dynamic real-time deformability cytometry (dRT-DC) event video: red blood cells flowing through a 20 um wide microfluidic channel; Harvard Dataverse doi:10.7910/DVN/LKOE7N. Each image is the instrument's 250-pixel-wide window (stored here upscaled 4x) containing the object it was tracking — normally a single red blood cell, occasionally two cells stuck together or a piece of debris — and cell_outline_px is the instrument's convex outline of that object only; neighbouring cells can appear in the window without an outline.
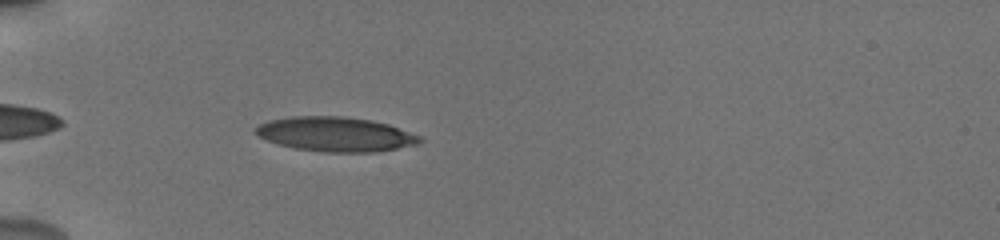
{"species": "human", "species_latin": "Homo sapiens", "temperature_condition": "cold", "stored_images_in_passage": 41, "camera_frame_rate_fps": 3000, "um_per_image_px": 0.085, "donor": {"sex": "male"}, "frame": {"image": 1, "passage_image": 4, "time_ms": 1.0, "image_size_px": [1000, 240], "cell_outline_px": [[424, 140], [420, 144], [376, 152], [324, 152], [296, 148], [280, 144], [268, 140], [260, 136], [256, 132], [256, 128], [260, 124], [268, 120], [292, 116], [344, 116], [372, 120], [388, 124], [420, 136]], "centroid_in_image_um": [28.57, 11.4], "position_along_channel_um": 56.4, "area_um2": 32.89}}
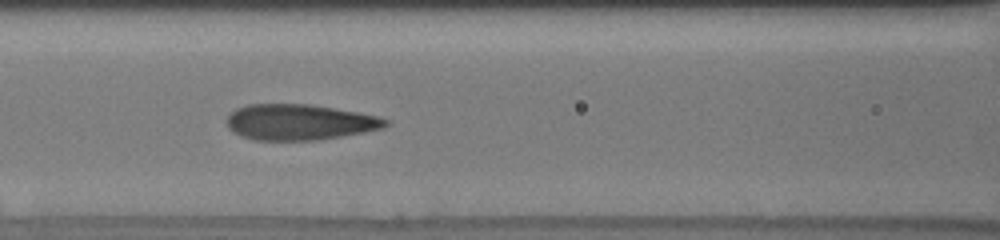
{"frame": {"image": 2, "passage_image": 12, "time_ms": 3.667, "image_size_px": [1000, 240], "cell_outline_px": [[388, 124], [384, 128], [364, 132], [316, 140], [252, 140], [240, 136], [232, 132], [228, 128], [228, 116], [236, 108], [248, 104], [312, 104], [356, 112], [376, 116], [388, 120]], "centroid_in_image_um": [25.42, 10.38], "position_along_channel_um": 141.2, "area_um2": 33.0}}
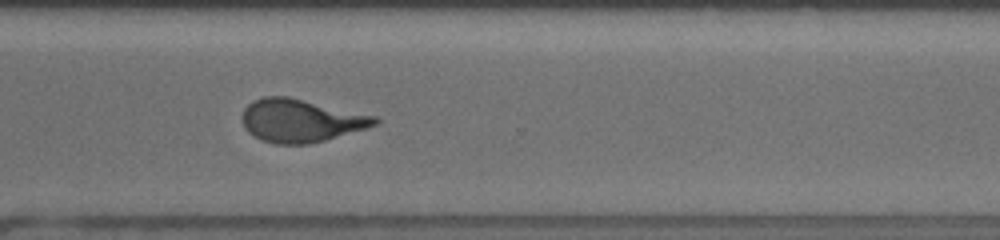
{"frame": {"image": 3, "passage_image": 28, "time_ms": 9.0, "image_size_px": [1000, 240], "cell_outline_px": [[380, 120], [376, 124], [364, 128], [324, 140], [308, 144], [276, 144], [264, 140], [248, 132], [244, 128], [244, 108], [252, 100], [264, 96], [288, 96], [380, 116]], "centroid_in_image_um": [25.6, 10.22], "position_along_channel_um": 345.0, "area_um2": 33.06}, "authors_computed_cell_mechanics": {"area_um2": 33.1194, "velocity_mm_per_s": 3.8284, "shape_relaxation_time_tau1_ms": 5.4377, "shape_relaxation_time_tau2_ms": 0.8977, "deformation_change_tau1": 0.2071, "deformation_change_tau2": 0.0757}}